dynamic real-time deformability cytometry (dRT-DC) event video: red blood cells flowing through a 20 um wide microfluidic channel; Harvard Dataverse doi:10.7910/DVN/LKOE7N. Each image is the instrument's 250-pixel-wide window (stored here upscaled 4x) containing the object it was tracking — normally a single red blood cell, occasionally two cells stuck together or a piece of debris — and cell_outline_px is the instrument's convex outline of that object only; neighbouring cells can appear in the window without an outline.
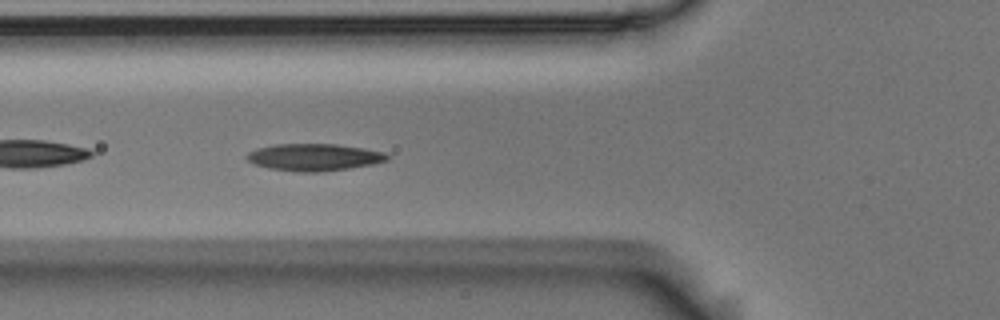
{"species": "Egyptian fruit bat (a non-hibernating species)", "species_latin": "Rousettus aegyptiacus", "temperature_condition": "room temperature", "stored_images_in_passage": 41, "camera_frame_rate_fps": 3000, "um_per_image_px": 0.085, "animal": {"sex": "male"}, "frame": {"image": 1, "passage_image": 5, "time_ms": 1.333, "image_size_px": [1000, 320], "cell_outline_px": [[388, 160], [372, 164], [348, 168], [320, 172], [296, 172], [268, 168], [256, 164], [248, 160], [244, 156], [248, 152], [256, 148], [276, 144], [336, 144], [364, 148], [384, 152], [388, 156]], "centroid_in_image_um": [26.67, 13.36], "position_along_channel_um": 99.1, "area_um2": 22.14}}
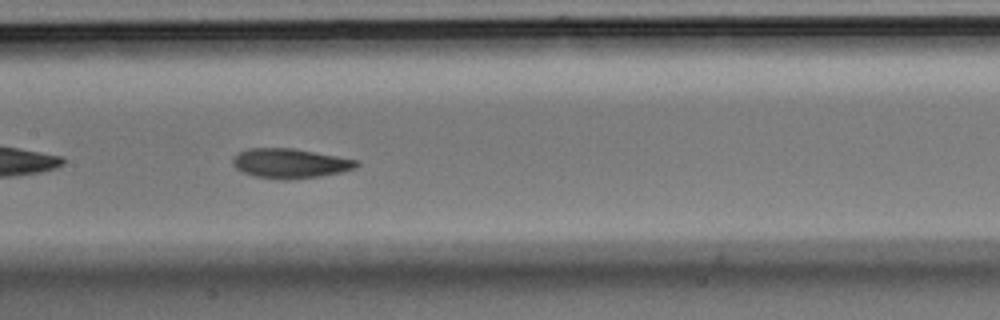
{"frame": {"image": 2, "passage_image": 12, "time_ms": 3.667, "image_size_px": [1000, 320], "cell_outline_px": [[360, 164], [356, 168], [340, 172], [320, 176], [284, 180], [276, 180], [256, 176], [244, 172], [236, 168], [232, 164], [232, 156], [236, 152], [248, 148], [292, 148], [360, 160]], "centroid_in_image_um": [24.64, 13.88], "position_along_channel_um": 182.8, "area_um2": 21.56}}
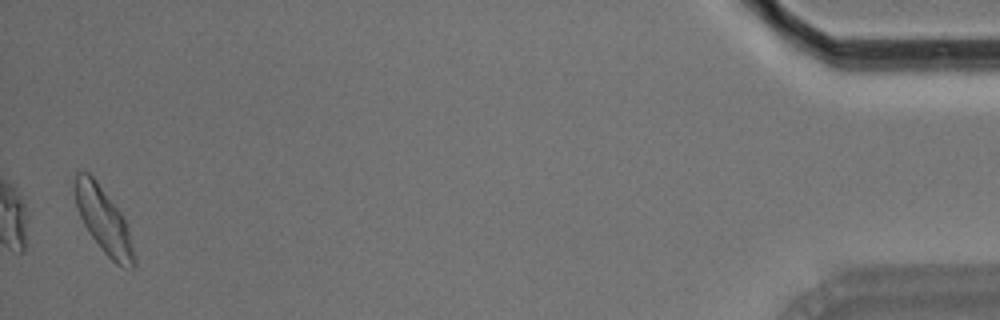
{"frame": {"image": 3, "passage_image": 40, "time_ms": 13.0, "image_size_px": [1000, 320], "cell_outline_px": [[136, 264], [132, 272], [116, 264], [104, 252], [92, 236], [84, 224], [76, 208], [76, 172], [88, 172], [96, 180], [124, 216], [128, 228], [136, 260]], "centroid_in_image_um": [8.87, 18.79], "position_along_channel_um": 426.3, "area_um2": 22.37}, "authors_computed_cell_mechanics": {"area_um2": 21.2704, "velocity_mm_per_s": 3.5589, "shape_relaxation_time_tau1_ms": 3.6373, "shape_relaxation_time_tau2_ms": 2.818, "deformation_change_tau1": 0.1566, "deformation_change_tau2": 0.0873}}